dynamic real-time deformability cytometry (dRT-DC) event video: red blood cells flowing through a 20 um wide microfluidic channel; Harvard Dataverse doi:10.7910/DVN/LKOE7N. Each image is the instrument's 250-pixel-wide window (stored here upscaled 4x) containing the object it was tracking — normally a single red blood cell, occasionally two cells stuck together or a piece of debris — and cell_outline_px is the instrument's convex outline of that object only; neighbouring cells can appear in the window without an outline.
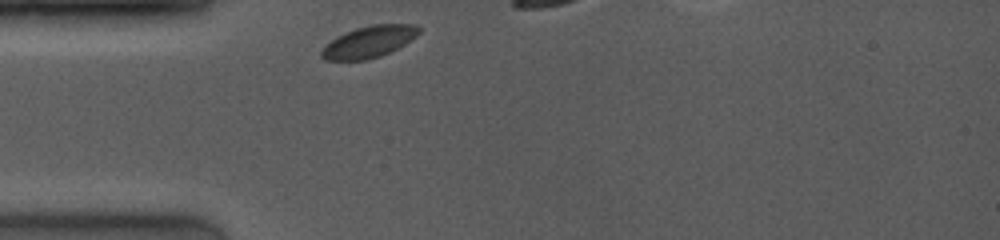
{"species": "common noctule bat (a hibernating species)", "species_latin": "Nyctalus noctula", "temperature_condition": "room temperature", "stored_images_in_passage": 8, "camera_frame_rate_fps": 4000, "um_per_image_px": 0.085, "animal": {"sex": "female", "body_mass_g": 19.0, "forearm_length_mm": 53.3}, "frame": {"image": 1, "passage_image": 1, "time_ms": 0.0, "image_size_px": [1000, 240], "cell_outline_px": [[420, 32], [416, 36], [404, 44], [380, 56], [368, 60], [324, 60], [320, 56], [320, 52], [324, 44], [336, 36], [344, 32], [356, 28], [372, 24], [412, 24], [420, 28]], "centroid_in_image_um": [31.3, 3.55], "position_along_channel_um": 53.7, "area_um2": 18.03}}